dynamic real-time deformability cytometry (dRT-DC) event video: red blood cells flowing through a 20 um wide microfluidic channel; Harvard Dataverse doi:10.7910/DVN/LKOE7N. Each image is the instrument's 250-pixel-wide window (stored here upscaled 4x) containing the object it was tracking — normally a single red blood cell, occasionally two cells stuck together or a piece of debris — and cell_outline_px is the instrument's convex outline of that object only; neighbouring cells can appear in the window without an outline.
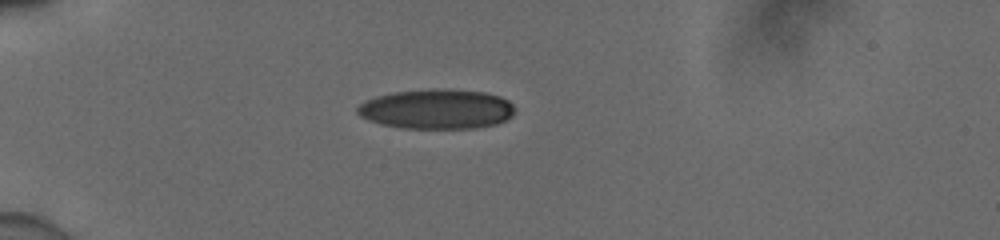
{"species": "human", "species_latin": "Homo sapiens", "temperature_condition": "cold", "stored_images_in_passage": 3, "camera_frame_rate_fps": 3000, "um_per_image_px": 0.085, "donor": {"sex": "male"}, "frame": {"image": 1, "passage_image": 1, "time_ms": 0.0, "image_size_px": [1000, 240], "cell_outline_px": [[516, 112], [512, 116], [496, 124], [472, 128], [400, 128], [380, 124], [368, 120], [360, 116], [356, 112], [356, 108], [364, 100], [376, 96], [396, 92], [432, 88], [440, 88], [484, 92], [500, 96], [508, 100], [516, 108]], "centroid_in_image_um": [37.11, 9.27], "position_along_channel_um": 47.9, "area_um2": 36.76}}
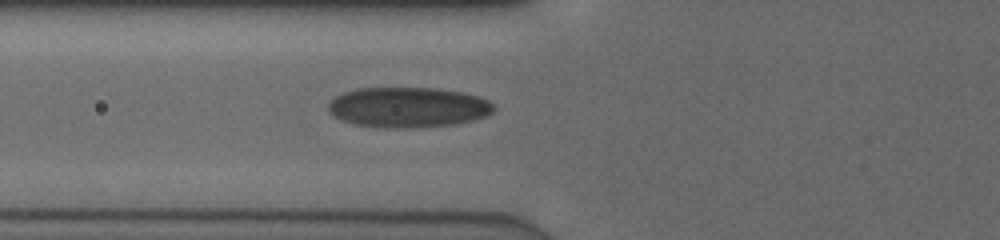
{"frame": {"image": 2, "passage_image": 3, "time_ms": 0.667, "image_size_px": [1000, 240], "cell_outline_px": [[496, 108], [488, 116], [472, 120], [452, 124], [404, 128], [384, 128], [356, 124], [344, 120], [328, 112], [328, 104], [336, 96], [344, 92], [360, 88], [432, 88], [464, 92], [488, 100]], "centroid_in_image_um": [34.7, 9.11], "position_along_channel_um": 91.1, "area_um2": 38.55}}